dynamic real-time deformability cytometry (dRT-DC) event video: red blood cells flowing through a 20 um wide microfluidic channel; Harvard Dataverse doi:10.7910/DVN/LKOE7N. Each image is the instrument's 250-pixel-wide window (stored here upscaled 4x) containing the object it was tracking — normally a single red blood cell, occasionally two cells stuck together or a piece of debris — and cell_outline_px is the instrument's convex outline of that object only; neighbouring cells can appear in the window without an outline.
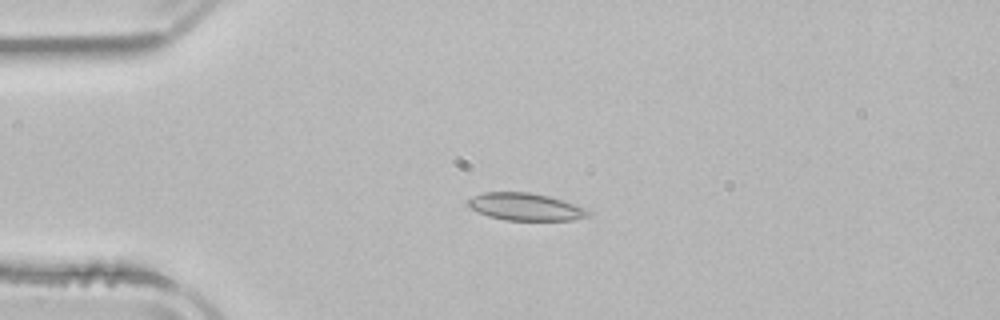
{"species": "common noctule bat (a hibernating species)", "species_latin": "Nyctalus noctula", "temperature_condition": "room temperature", "stored_images_in_passage": 4, "camera_frame_rate_fps": 3000, "um_per_image_px": 0.085, "animal": {"sex": "male", "body_mass_g": 21.5, "forearm_length_mm": 52.0}, "frame": {"image": 1, "passage_image": 3, "time_ms": 3.0, "image_size_px": [1000, 320], "cell_outline_px": [[592, 212], [588, 216], [572, 220], [504, 220], [488, 216], [472, 208], [468, 204], [468, 200], [472, 196], [484, 192], [528, 192], [548, 196], [564, 200], [588, 208]], "centroid_in_image_um": [44.72, 17.57], "position_along_channel_um": 40.3, "area_um2": 19.19}}
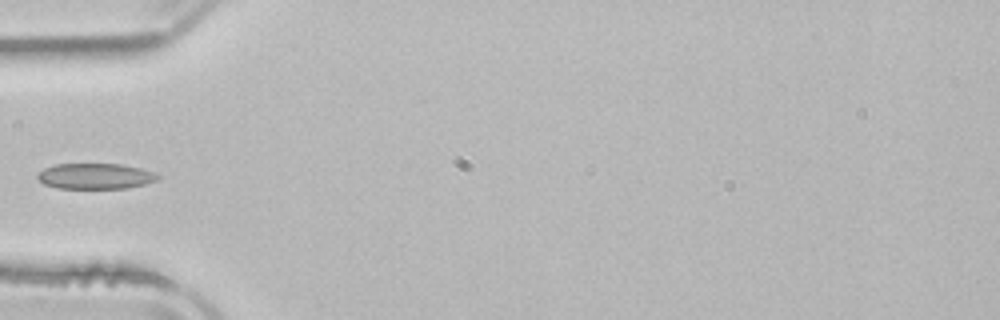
{"frame": {"image": 2, "passage_image": 4, "time_ms": 4.667, "image_size_px": [1000, 320], "cell_outline_px": [[160, 176], [156, 180], [144, 184], [128, 188], [56, 188], [44, 184], [36, 176], [44, 168], [56, 164], [120, 164], [140, 168], [152, 172]], "centroid_in_image_um": [8.08, 14.97], "position_along_channel_um": 76.9, "area_um2": 17.8}}